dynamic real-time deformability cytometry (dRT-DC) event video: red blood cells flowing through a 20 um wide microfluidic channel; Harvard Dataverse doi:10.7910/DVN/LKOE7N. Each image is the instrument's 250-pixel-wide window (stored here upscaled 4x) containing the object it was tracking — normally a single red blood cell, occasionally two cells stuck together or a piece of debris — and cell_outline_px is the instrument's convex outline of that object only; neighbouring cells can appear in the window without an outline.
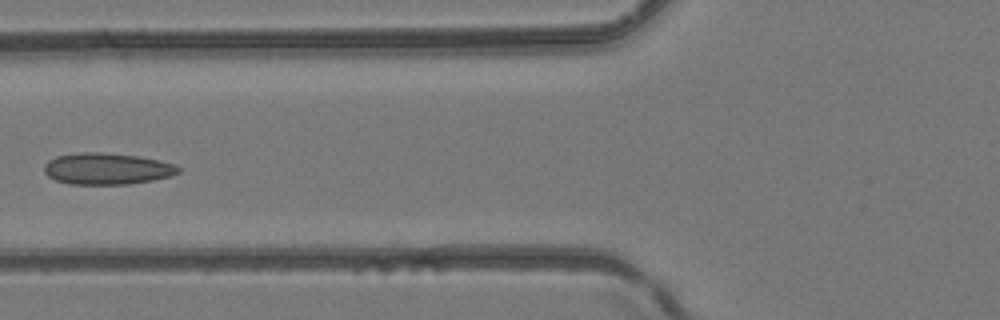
{"species": "common noctule bat (a hibernating species)", "species_latin": "Nyctalus noctula", "temperature_condition": "room temperature", "stored_images_in_passage": 6, "camera_frame_rate_fps": 3000, "um_per_image_px": 0.085, "animal": {"sex": "female", "body_mass_g": 24.6, "forearm_length_mm": 56.2}, "frame": {"image": 1, "passage_image": 6, "time_ms": 1.667, "image_size_px": [1000, 320], "cell_outline_px": [[180, 172], [172, 176], [152, 180], [128, 184], [68, 184], [56, 180], [48, 176], [44, 172], [44, 164], [48, 160], [56, 156], [80, 152], [100, 152], [140, 156], [172, 164], [180, 168]], "centroid_in_image_um": [9.06, 14.34], "position_along_channel_um": 116.7, "area_um2": 24.62}}